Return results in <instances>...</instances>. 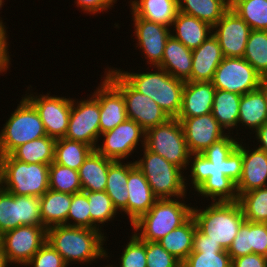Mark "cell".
Segmentation results:
<instances>
[{
  "instance_id": "1",
  "label": "cell",
  "mask_w": 267,
  "mask_h": 267,
  "mask_svg": "<svg viewBox=\"0 0 267 267\" xmlns=\"http://www.w3.org/2000/svg\"><path fill=\"white\" fill-rule=\"evenodd\" d=\"M240 143L228 133L202 153L190 154L189 163L193 161L189 176L193 188L202 197L209 196L213 202L238 201L236 183L243 167V142Z\"/></svg>"
},
{
  "instance_id": "2",
  "label": "cell",
  "mask_w": 267,
  "mask_h": 267,
  "mask_svg": "<svg viewBox=\"0 0 267 267\" xmlns=\"http://www.w3.org/2000/svg\"><path fill=\"white\" fill-rule=\"evenodd\" d=\"M104 241V233L98 229L67 225L47 229V242L63 257L67 265L70 262L91 263L97 258L108 257L103 247Z\"/></svg>"
},
{
  "instance_id": "3",
  "label": "cell",
  "mask_w": 267,
  "mask_h": 267,
  "mask_svg": "<svg viewBox=\"0 0 267 267\" xmlns=\"http://www.w3.org/2000/svg\"><path fill=\"white\" fill-rule=\"evenodd\" d=\"M155 72L116 71L138 92L154 100L170 118H177L182 106L185 82L174 78L160 67Z\"/></svg>"
},
{
  "instance_id": "4",
  "label": "cell",
  "mask_w": 267,
  "mask_h": 267,
  "mask_svg": "<svg viewBox=\"0 0 267 267\" xmlns=\"http://www.w3.org/2000/svg\"><path fill=\"white\" fill-rule=\"evenodd\" d=\"M205 209L192 208L197 228L224 250H228L245 221L238 201L211 202Z\"/></svg>"
},
{
  "instance_id": "5",
  "label": "cell",
  "mask_w": 267,
  "mask_h": 267,
  "mask_svg": "<svg viewBox=\"0 0 267 267\" xmlns=\"http://www.w3.org/2000/svg\"><path fill=\"white\" fill-rule=\"evenodd\" d=\"M192 208L182 200L157 199L149 211L132 224L133 233L142 241L158 242L184 224L192 216Z\"/></svg>"
},
{
  "instance_id": "6",
  "label": "cell",
  "mask_w": 267,
  "mask_h": 267,
  "mask_svg": "<svg viewBox=\"0 0 267 267\" xmlns=\"http://www.w3.org/2000/svg\"><path fill=\"white\" fill-rule=\"evenodd\" d=\"M49 165L0 156V186L13 195L41 197L49 189Z\"/></svg>"
},
{
  "instance_id": "7",
  "label": "cell",
  "mask_w": 267,
  "mask_h": 267,
  "mask_svg": "<svg viewBox=\"0 0 267 267\" xmlns=\"http://www.w3.org/2000/svg\"><path fill=\"white\" fill-rule=\"evenodd\" d=\"M143 149V157L134 162L146 177L153 194L158 199L185 198L188 188H186L187 179L182 174V169L149 151L145 146Z\"/></svg>"
},
{
  "instance_id": "8",
  "label": "cell",
  "mask_w": 267,
  "mask_h": 267,
  "mask_svg": "<svg viewBox=\"0 0 267 267\" xmlns=\"http://www.w3.org/2000/svg\"><path fill=\"white\" fill-rule=\"evenodd\" d=\"M0 132V156L9 155L18 146L47 136L35 107L23 97Z\"/></svg>"
},
{
  "instance_id": "9",
  "label": "cell",
  "mask_w": 267,
  "mask_h": 267,
  "mask_svg": "<svg viewBox=\"0 0 267 267\" xmlns=\"http://www.w3.org/2000/svg\"><path fill=\"white\" fill-rule=\"evenodd\" d=\"M145 147L183 171L189 164L190 152L185 140L184 130L177 118L146 131Z\"/></svg>"
},
{
  "instance_id": "10",
  "label": "cell",
  "mask_w": 267,
  "mask_h": 267,
  "mask_svg": "<svg viewBox=\"0 0 267 267\" xmlns=\"http://www.w3.org/2000/svg\"><path fill=\"white\" fill-rule=\"evenodd\" d=\"M108 69L106 78L122 93L128 119L135 121L145 131L170 119L154 100L136 91L115 69Z\"/></svg>"
},
{
  "instance_id": "11",
  "label": "cell",
  "mask_w": 267,
  "mask_h": 267,
  "mask_svg": "<svg viewBox=\"0 0 267 267\" xmlns=\"http://www.w3.org/2000/svg\"><path fill=\"white\" fill-rule=\"evenodd\" d=\"M47 241V229L41 225H22L0 236V247L8 263L25 266Z\"/></svg>"
},
{
  "instance_id": "12",
  "label": "cell",
  "mask_w": 267,
  "mask_h": 267,
  "mask_svg": "<svg viewBox=\"0 0 267 267\" xmlns=\"http://www.w3.org/2000/svg\"><path fill=\"white\" fill-rule=\"evenodd\" d=\"M22 225H41L40 197L13 195L0 186V236Z\"/></svg>"
},
{
  "instance_id": "13",
  "label": "cell",
  "mask_w": 267,
  "mask_h": 267,
  "mask_svg": "<svg viewBox=\"0 0 267 267\" xmlns=\"http://www.w3.org/2000/svg\"><path fill=\"white\" fill-rule=\"evenodd\" d=\"M261 78L243 57H224L211 82L216 89L244 95L259 88Z\"/></svg>"
},
{
  "instance_id": "14",
  "label": "cell",
  "mask_w": 267,
  "mask_h": 267,
  "mask_svg": "<svg viewBox=\"0 0 267 267\" xmlns=\"http://www.w3.org/2000/svg\"><path fill=\"white\" fill-rule=\"evenodd\" d=\"M72 99L68 130L64 138L87 144L94 149L100 137V105L92 95L77 103Z\"/></svg>"
},
{
  "instance_id": "15",
  "label": "cell",
  "mask_w": 267,
  "mask_h": 267,
  "mask_svg": "<svg viewBox=\"0 0 267 267\" xmlns=\"http://www.w3.org/2000/svg\"><path fill=\"white\" fill-rule=\"evenodd\" d=\"M36 109L43 122L47 136L60 139L64 138L69 125L72 99L57 97L56 95H29L24 96Z\"/></svg>"
},
{
  "instance_id": "16",
  "label": "cell",
  "mask_w": 267,
  "mask_h": 267,
  "mask_svg": "<svg viewBox=\"0 0 267 267\" xmlns=\"http://www.w3.org/2000/svg\"><path fill=\"white\" fill-rule=\"evenodd\" d=\"M101 135L104 137L103 144L97 145L96 150L114 161L125 160L128 155L134 153L141 139L142 146H145L146 131L131 119H126L113 130Z\"/></svg>"
},
{
  "instance_id": "17",
  "label": "cell",
  "mask_w": 267,
  "mask_h": 267,
  "mask_svg": "<svg viewBox=\"0 0 267 267\" xmlns=\"http://www.w3.org/2000/svg\"><path fill=\"white\" fill-rule=\"evenodd\" d=\"M251 31V27L229 8L213 26L212 32L220 44L224 57L242 58Z\"/></svg>"
},
{
  "instance_id": "18",
  "label": "cell",
  "mask_w": 267,
  "mask_h": 267,
  "mask_svg": "<svg viewBox=\"0 0 267 267\" xmlns=\"http://www.w3.org/2000/svg\"><path fill=\"white\" fill-rule=\"evenodd\" d=\"M181 122L187 147L191 154L202 153L228 133L220 126L212 113L198 117H177Z\"/></svg>"
},
{
  "instance_id": "19",
  "label": "cell",
  "mask_w": 267,
  "mask_h": 267,
  "mask_svg": "<svg viewBox=\"0 0 267 267\" xmlns=\"http://www.w3.org/2000/svg\"><path fill=\"white\" fill-rule=\"evenodd\" d=\"M134 35L136 36L137 47L144 51L145 59L148 64L157 67L161 64L167 39L170 37L171 30L168 26L151 22L133 16Z\"/></svg>"
},
{
  "instance_id": "20",
  "label": "cell",
  "mask_w": 267,
  "mask_h": 267,
  "mask_svg": "<svg viewBox=\"0 0 267 267\" xmlns=\"http://www.w3.org/2000/svg\"><path fill=\"white\" fill-rule=\"evenodd\" d=\"M127 191V206L121 212L127 214L132 225L143 214L147 213L158 199L135 162H128Z\"/></svg>"
},
{
  "instance_id": "21",
  "label": "cell",
  "mask_w": 267,
  "mask_h": 267,
  "mask_svg": "<svg viewBox=\"0 0 267 267\" xmlns=\"http://www.w3.org/2000/svg\"><path fill=\"white\" fill-rule=\"evenodd\" d=\"M93 95L100 105L101 134L113 130L127 118L126 105L122 93L105 77Z\"/></svg>"
},
{
  "instance_id": "22",
  "label": "cell",
  "mask_w": 267,
  "mask_h": 267,
  "mask_svg": "<svg viewBox=\"0 0 267 267\" xmlns=\"http://www.w3.org/2000/svg\"><path fill=\"white\" fill-rule=\"evenodd\" d=\"M215 91L211 81L185 82L178 117H198L211 113Z\"/></svg>"
},
{
  "instance_id": "23",
  "label": "cell",
  "mask_w": 267,
  "mask_h": 267,
  "mask_svg": "<svg viewBox=\"0 0 267 267\" xmlns=\"http://www.w3.org/2000/svg\"><path fill=\"white\" fill-rule=\"evenodd\" d=\"M242 161V175L236 183L238 196L267 186V153L258 148L251 152L242 145Z\"/></svg>"
},
{
  "instance_id": "24",
  "label": "cell",
  "mask_w": 267,
  "mask_h": 267,
  "mask_svg": "<svg viewBox=\"0 0 267 267\" xmlns=\"http://www.w3.org/2000/svg\"><path fill=\"white\" fill-rule=\"evenodd\" d=\"M223 58L220 44L212 34L198 48L192 50L191 81H212Z\"/></svg>"
},
{
  "instance_id": "25",
  "label": "cell",
  "mask_w": 267,
  "mask_h": 267,
  "mask_svg": "<svg viewBox=\"0 0 267 267\" xmlns=\"http://www.w3.org/2000/svg\"><path fill=\"white\" fill-rule=\"evenodd\" d=\"M158 67L176 79L191 81L192 50L170 35L165 44L162 62Z\"/></svg>"
},
{
  "instance_id": "26",
  "label": "cell",
  "mask_w": 267,
  "mask_h": 267,
  "mask_svg": "<svg viewBox=\"0 0 267 267\" xmlns=\"http://www.w3.org/2000/svg\"><path fill=\"white\" fill-rule=\"evenodd\" d=\"M171 26L174 28L173 31H176V34L171 35L191 50L198 48L213 34L211 25L179 11Z\"/></svg>"
},
{
  "instance_id": "27",
  "label": "cell",
  "mask_w": 267,
  "mask_h": 267,
  "mask_svg": "<svg viewBox=\"0 0 267 267\" xmlns=\"http://www.w3.org/2000/svg\"><path fill=\"white\" fill-rule=\"evenodd\" d=\"M113 162L94 149L78 170L82 191H105L109 166Z\"/></svg>"
},
{
  "instance_id": "28",
  "label": "cell",
  "mask_w": 267,
  "mask_h": 267,
  "mask_svg": "<svg viewBox=\"0 0 267 267\" xmlns=\"http://www.w3.org/2000/svg\"><path fill=\"white\" fill-rule=\"evenodd\" d=\"M133 16L171 27L178 12V0L130 1Z\"/></svg>"
},
{
  "instance_id": "29",
  "label": "cell",
  "mask_w": 267,
  "mask_h": 267,
  "mask_svg": "<svg viewBox=\"0 0 267 267\" xmlns=\"http://www.w3.org/2000/svg\"><path fill=\"white\" fill-rule=\"evenodd\" d=\"M72 201V194L48 189L40 197V214L46 229L66 225L67 215Z\"/></svg>"
},
{
  "instance_id": "30",
  "label": "cell",
  "mask_w": 267,
  "mask_h": 267,
  "mask_svg": "<svg viewBox=\"0 0 267 267\" xmlns=\"http://www.w3.org/2000/svg\"><path fill=\"white\" fill-rule=\"evenodd\" d=\"M267 122L266 99L260 88L241 95L238 123L258 130ZM247 126V127H246Z\"/></svg>"
},
{
  "instance_id": "31",
  "label": "cell",
  "mask_w": 267,
  "mask_h": 267,
  "mask_svg": "<svg viewBox=\"0 0 267 267\" xmlns=\"http://www.w3.org/2000/svg\"><path fill=\"white\" fill-rule=\"evenodd\" d=\"M196 229V221L191 216L184 224L169 232L158 242L182 263L193 250V237Z\"/></svg>"
},
{
  "instance_id": "32",
  "label": "cell",
  "mask_w": 267,
  "mask_h": 267,
  "mask_svg": "<svg viewBox=\"0 0 267 267\" xmlns=\"http://www.w3.org/2000/svg\"><path fill=\"white\" fill-rule=\"evenodd\" d=\"M229 8V0H178L179 12L196 17L212 27Z\"/></svg>"
},
{
  "instance_id": "33",
  "label": "cell",
  "mask_w": 267,
  "mask_h": 267,
  "mask_svg": "<svg viewBox=\"0 0 267 267\" xmlns=\"http://www.w3.org/2000/svg\"><path fill=\"white\" fill-rule=\"evenodd\" d=\"M55 143L56 139L44 136L18 146L10 155L27 164L50 165L54 162Z\"/></svg>"
},
{
  "instance_id": "34",
  "label": "cell",
  "mask_w": 267,
  "mask_h": 267,
  "mask_svg": "<svg viewBox=\"0 0 267 267\" xmlns=\"http://www.w3.org/2000/svg\"><path fill=\"white\" fill-rule=\"evenodd\" d=\"M240 94L216 89L213 100L212 115L223 129L230 130L238 124Z\"/></svg>"
},
{
  "instance_id": "35",
  "label": "cell",
  "mask_w": 267,
  "mask_h": 267,
  "mask_svg": "<svg viewBox=\"0 0 267 267\" xmlns=\"http://www.w3.org/2000/svg\"><path fill=\"white\" fill-rule=\"evenodd\" d=\"M128 162L114 161L108 170L105 192L111 198L114 207L120 212L127 206Z\"/></svg>"
},
{
  "instance_id": "36",
  "label": "cell",
  "mask_w": 267,
  "mask_h": 267,
  "mask_svg": "<svg viewBox=\"0 0 267 267\" xmlns=\"http://www.w3.org/2000/svg\"><path fill=\"white\" fill-rule=\"evenodd\" d=\"M93 150L82 142L60 138L55 143L54 163L78 171Z\"/></svg>"
},
{
  "instance_id": "37",
  "label": "cell",
  "mask_w": 267,
  "mask_h": 267,
  "mask_svg": "<svg viewBox=\"0 0 267 267\" xmlns=\"http://www.w3.org/2000/svg\"><path fill=\"white\" fill-rule=\"evenodd\" d=\"M238 203L246 221L267 223V186L240 194Z\"/></svg>"
},
{
  "instance_id": "38",
  "label": "cell",
  "mask_w": 267,
  "mask_h": 267,
  "mask_svg": "<svg viewBox=\"0 0 267 267\" xmlns=\"http://www.w3.org/2000/svg\"><path fill=\"white\" fill-rule=\"evenodd\" d=\"M234 10L252 30H267V0H235Z\"/></svg>"
},
{
  "instance_id": "39",
  "label": "cell",
  "mask_w": 267,
  "mask_h": 267,
  "mask_svg": "<svg viewBox=\"0 0 267 267\" xmlns=\"http://www.w3.org/2000/svg\"><path fill=\"white\" fill-rule=\"evenodd\" d=\"M243 58L263 77L267 76V30L250 32Z\"/></svg>"
},
{
  "instance_id": "40",
  "label": "cell",
  "mask_w": 267,
  "mask_h": 267,
  "mask_svg": "<svg viewBox=\"0 0 267 267\" xmlns=\"http://www.w3.org/2000/svg\"><path fill=\"white\" fill-rule=\"evenodd\" d=\"M84 192L89 202L90 229L100 230L99 225L113 220L118 211L105 191Z\"/></svg>"
},
{
  "instance_id": "41",
  "label": "cell",
  "mask_w": 267,
  "mask_h": 267,
  "mask_svg": "<svg viewBox=\"0 0 267 267\" xmlns=\"http://www.w3.org/2000/svg\"><path fill=\"white\" fill-rule=\"evenodd\" d=\"M49 189L74 194L82 191L79 171L52 162L49 165Z\"/></svg>"
},
{
  "instance_id": "42",
  "label": "cell",
  "mask_w": 267,
  "mask_h": 267,
  "mask_svg": "<svg viewBox=\"0 0 267 267\" xmlns=\"http://www.w3.org/2000/svg\"><path fill=\"white\" fill-rule=\"evenodd\" d=\"M228 251H192L181 267H231Z\"/></svg>"
},
{
  "instance_id": "43",
  "label": "cell",
  "mask_w": 267,
  "mask_h": 267,
  "mask_svg": "<svg viewBox=\"0 0 267 267\" xmlns=\"http://www.w3.org/2000/svg\"><path fill=\"white\" fill-rule=\"evenodd\" d=\"M89 202L84 191L72 194L66 225L90 228ZM73 221V223H71ZM70 221V222H69Z\"/></svg>"
},
{
  "instance_id": "44",
  "label": "cell",
  "mask_w": 267,
  "mask_h": 267,
  "mask_svg": "<svg viewBox=\"0 0 267 267\" xmlns=\"http://www.w3.org/2000/svg\"><path fill=\"white\" fill-rule=\"evenodd\" d=\"M120 257V267H147L146 241H142L135 233Z\"/></svg>"
},
{
  "instance_id": "45",
  "label": "cell",
  "mask_w": 267,
  "mask_h": 267,
  "mask_svg": "<svg viewBox=\"0 0 267 267\" xmlns=\"http://www.w3.org/2000/svg\"><path fill=\"white\" fill-rule=\"evenodd\" d=\"M146 260L147 267H181L182 265L159 242L146 241Z\"/></svg>"
},
{
  "instance_id": "46",
  "label": "cell",
  "mask_w": 267,
  "mask_h": 267,
  "mask_svg": "<svg viewBox=\"0 0 267 267\" xmlns=\"http://www.w3.org/2000/svg\"><path fill=\"white\" fill-rule=\"evenodd\" d=\"M25 266L67 267L63 257L46 241Z\"/></svg>"
},
{
  "instance_id": "47",
  "label": "cell",
  "mask_w": 267,
  "mask_h": 267,
  "mask_svg": "<svg viewBox=\"0 0 267 267\" xmlns=\"http://www.w3.org/2000/svg\"><path fill=\"white\" fill-rule=\"evenodd\" d=\"M249 240L252 253L267 257V223L249 222Z\"/></svg>"
},
{
  "instance_id": "48",
  "label": "cell",
  "mask_w": 267,
  "mask_h": 267,
  "mask_svg": "<svg viewBox=\"0 0 267 267\" xmlns=\"http://www.w3.org/2000/svg\"><path fill=\"white\" fill-rule=\"evenodd\" d=\"M231 260L252 253L249 240V222L244 221L240 226L239 232L233 239L230 248L227 250Z\"/></svg>"
},
{
  "instance_id": "49",
  "label": "cell",
  "mask_w": 267,
  "mask_h": 267,
  "mask_svg": "<svg viewBox=\"0 0 267 267\" xmlns=\"http://www.w3.org/2000/svg\"><path fill=\"white\" fill-rule=\"evenodd\" d=\"M192 251H225L218 242H214L210 237L204 235L198 228L193 237Z\"/></svg>"
},
{
  "instance_id": "50",
  "label": "cell",
  "mask_w": 267,
  "mask_h": 267,
  "mask_svg": "<svg viewBox=\"0 0 267 267\" xmlns=\"http://www.w3.org/2000/svg\"><path fill=\"white\" fill-rule=\"evenodd\" d=\"M117 0H76L77 7L90 14L108 11Z\"/></svg>"
},
{
  "instance_id": "51",
  "label": "cell",
  "mask_w": 267,
  "mask_h": 267,
  "mask_svg": "<svg viewBox=\"0 0 267 267\" xmlns=\"http://www.w3.org/2000/svg\"><path fill=\"white\" fill-rule=\"evenodd\" d=\"M231 267H267V257L255 253L232 259Z\"/></svg>"
},
{
  "instance_id": "52",
  "label": "cell",
  "mask_w": 267,
  "mask_h": 267,
  "mask_svg": "<svg viewBox=\"0 0 267 267\" xmlns=\"http://www.w3.org/2000/svg\"><path fill=\"white\" fill-rule=\"evenodd\" d=\"M6 30L0 29V73L6 72L9 68L10 56L8 52V42H7Z\"/></svg>"
},
{
  "instance_id": "53",
  "label": "cell",
  "mask_w": 267,
  "mask_h": 267,
  "mask_svg": "<svg viewBox=\"0 0 267 267\" xmlns=\"http://www.w3.org/2000/svg\"><path fill=\"white\" fill-rule=\"evenodd\" d=\"M256 132L255 136L257 137L259 144V147H257L260 150H263L267 153V122L262 125L258 130H255Z\"/></svg>"
},
{
  "instance_id": "54",
  "label": "cell",
  "mask_w": 267,
  "mask_h": 267,
  "mask_svg": "<svg viewBox=\"0 0 267 267\" xmlns=\"http://www.w3.org/2000/svg\"><path fill=\"white\" fill-rule=\"evenodd\" d=\"M259 88L263 92L265 99H266V104H267V76H263L261 78Z\"/></svg>"
},
{
  "instance_id": "55",
  "label": "cell",
  "mask_w": 267,
  "mask_h": 267,
  "mask_svg": "<svg viewBox=\"0 0 267 267\" xmlns=\"http://www.w3.org/2000/svg\"><path fill=\"white\" fill-rule=\"evenodd\" d=\"M0 267H8V262L0 247Z\"/></svg>"
},
{
  "instance_id": "56",
  "label": "cell",
  "mask_w": 267,
  "mask_h": 267,
  "mask_svg": "<svg viewBox=\"0 0 267 267\" xmlns=\"http://www.w3.org/2000/svg\"><path fill=\"white\" fill-rule=\"evenodd\" d=\"M3 3H4V0H0V9H2L1 7H2ZM2 21L3 20L0 19V29L6 30L7 28H5V25L3 24Z\"/></svg>"
},
{
  "instance_id": "57",
  "label": "cell",
  "mask_w": 267,
  "mask_h": 267,
  "mask_svg": "<svg viewBox=\"0 0 267 267\" xmlns=\"http://www.w3.org/2000/svg\"><path fill=\"white\" fill-rule=\"evenodd\" d=\"M235 0H229V4L231 5Z\"/></svg>"
}]
</instances>
